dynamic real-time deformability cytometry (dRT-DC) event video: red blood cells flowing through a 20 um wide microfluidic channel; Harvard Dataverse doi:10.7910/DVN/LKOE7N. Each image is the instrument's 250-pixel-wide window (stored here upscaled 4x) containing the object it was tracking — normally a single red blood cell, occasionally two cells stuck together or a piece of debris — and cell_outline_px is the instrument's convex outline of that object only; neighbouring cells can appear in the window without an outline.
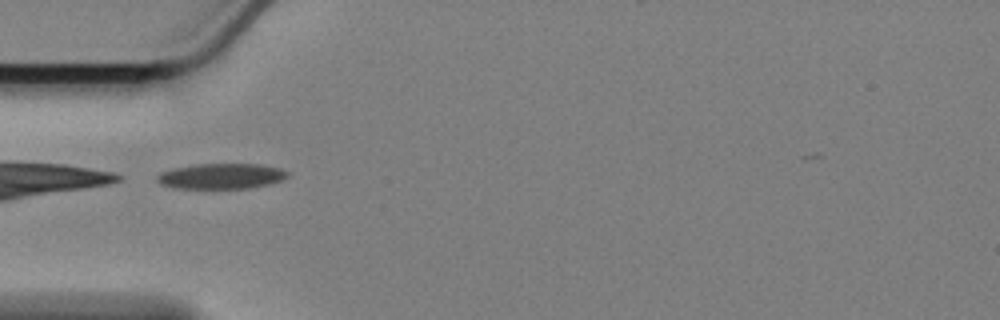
{"species": "Egyptian fruit bat (a non-hibernating species)", "species_latin": "Rousettus aegyptiacus", "temperature_condition": "cold", "stored_images_in_passage": 37, "camera_frame_rate_fps": 3000, "um_per_image_px": 0.085, "animal": {"sex": "female"}, "frame": {"image": 1, "passage_image": 1, "time_ms": 0.0, "image_size_px": [1000, 320], "cell_outline_px": [[288, 176], [280, 180], [264, 184], [244, 188], [180, 188], [160, 184], [156, 180], [156, 176], [160, 172], [176, 168], [196, 164], [260, 164], [280, 168], [288, 172]], "centroid_in_image_um": [18.77, 14.96], "position_along_channel_um": 66.2, "area_um2": 18.96}}
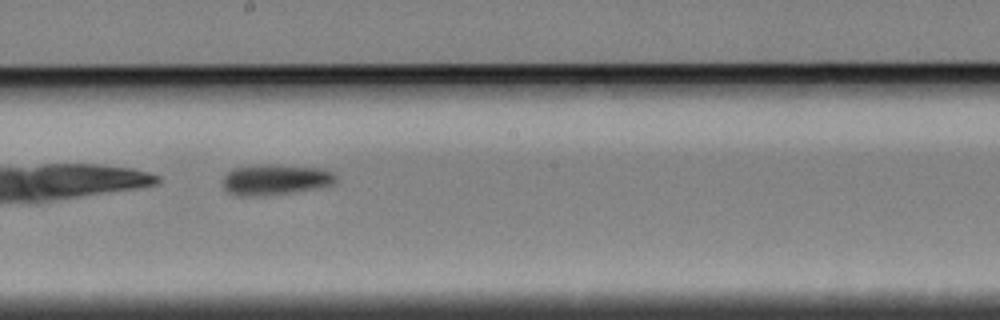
{"frame": {"image": 2, "passage_image": 15, "time_ms": 4.667, "image_size_px": [1000, 320], "cell_outline_px": [[336, 180], [332, 184], [312, 188], [288, 192], [260, 196], [240, 196], [228, 192], [224, 188], [224, 176], [232, 168], [260, 164], [276, 164], [324, 168], [332, 172], [336, 176]], "centroid_in_image_um": [23.38, 15.24], "position_along_channel_um": 224.8, "area_um2": 20.06}}
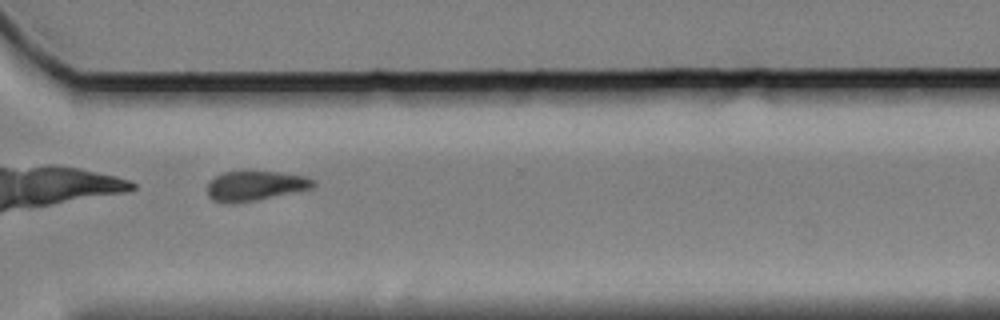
{"frame": {"image": 3, "passage_image": 26, "time_ms": 8.333, "image_size_px": [1000, 320], "cell_outline_px": [[316, 184], [312, 188], [256, 200], [212, 200], [208, 196], [208, 180], [224, 172], [280, 172], [308, 176], [316, 180]], "centroid_in_image_um": [21.77, 15.74], "position_along_channel_um": 348.8, "area_um2": 17.74}}